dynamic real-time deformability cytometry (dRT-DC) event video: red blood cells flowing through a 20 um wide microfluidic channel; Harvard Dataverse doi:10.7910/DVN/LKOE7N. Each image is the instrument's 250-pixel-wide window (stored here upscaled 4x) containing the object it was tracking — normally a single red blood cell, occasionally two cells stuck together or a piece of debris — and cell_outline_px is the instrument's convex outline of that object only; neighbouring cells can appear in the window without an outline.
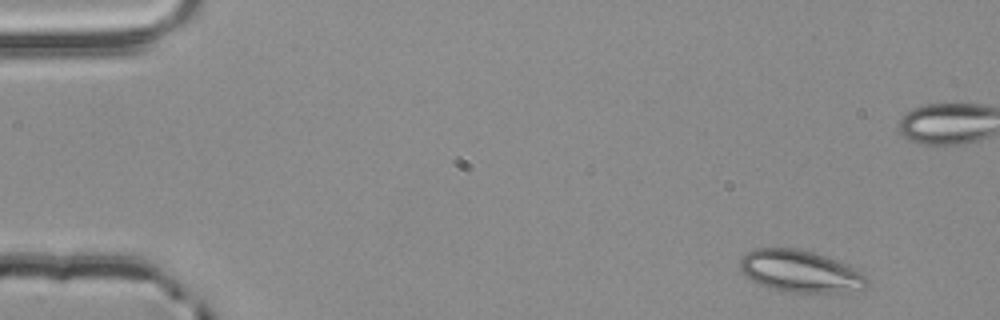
{"species": "common noctule bat (a hibernating species)", "species_latin": "Nyctalus noctula", "temperature_condition": "room temperature", "stored_images_in_passage": 4, "camera_frame_rate_fps": 3000, "um_per_image_px": 0.085, "animal": {"sex": "male", "body_mass_g": 20.4}, "frame": {"image": 1, "passage_image": 1, "time_ms": 0.0, "image_size_px": [1000, 320], "cell_outline_px": [[868, 284], [864, 288], [840, 292], [796, 292], [772, 288], [752, 280], [740, 268], [740, 260], [748, 252], [756, 248], [796, 248], [812, 252], [824, 256], [844, 264], [860, 272], [868, 280]], "centroid_in_image_um": [68.01, 23.05], "position_along_channel_um": 17.0, "area_um2": 30.11}}